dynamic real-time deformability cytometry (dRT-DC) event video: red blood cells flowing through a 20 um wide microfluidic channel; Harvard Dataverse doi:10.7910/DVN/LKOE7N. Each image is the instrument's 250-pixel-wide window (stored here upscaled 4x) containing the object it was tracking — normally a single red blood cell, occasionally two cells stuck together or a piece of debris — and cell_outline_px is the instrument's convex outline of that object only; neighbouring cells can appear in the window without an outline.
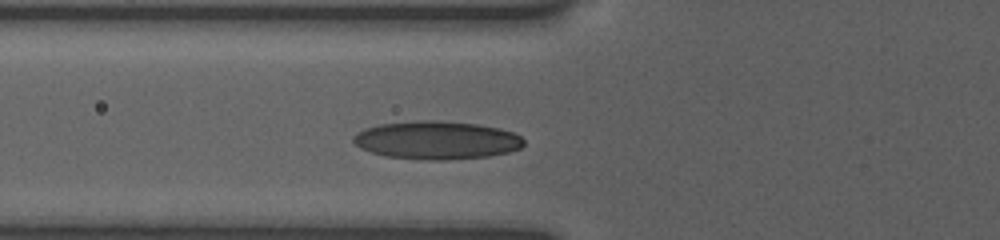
{"species": "human", "species_latin": "Homo sapiens", "temperature_condition": "room temperature", "stored_images_in_passage": 10, "camera_frame_rate_fps": 3000, "um_per_image_px": 0.085, "donor": {"sex": "female"}, "frame": {"image": 1, "passage_image": 5, "time_ms": 2.333, "image_size_px": [1000, 240], "cell_outline_px": [[524, 144], [520, 148], [508, 152], [488, 156], [448, 160], [428, 160], [384, 156], [360, 148], [352, 140], [352, 136], [356, 132], [364, 128], [380, 124], [416, 120], [436, 120], [476, 124], [500, 128], [512, 132], [520, 136], [524, 140]], "centroid_in_image_um": [37.09, 11.91], "position_along_channel_um": 88.7, "area_um2": 38.03}}
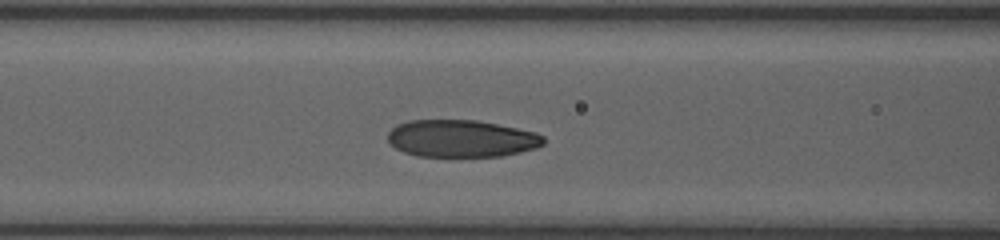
{"frame": {"image": 2, "passage_image": 7, "time_ms": 3.333, "image_size_px": [1000, 240], "cell_outline_px": [[544, 144], [536, 148], [520, 152], [500, 156], [416, 156], [404, 152], [396, 148], [388, 140], [388, 132], [396, 124], [408, 120], [476, 120], [536, 132], [544, 136]], "centroid_in_image_um": [39.21, 11.77], "position_along_channel_um": 127.4, "area_um2": 33.76}}
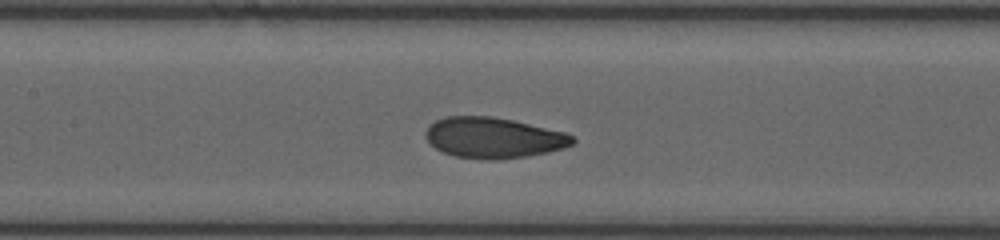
{"frame": {"image": 3, "passage_image": 9, "time_ms": 4.333, "image_size_px": [1000, 240], "cell_outline_px": [[576, 140], [572, 144], [564, 148], [548, 152], [528, 156], [500, 160], [484, 160], [456, 156], [444, 152], [436, 148], [424, 136], [424, 132], [436, 120], [448, 116], [492, 116], [512, 120], [564, 132], [572, 136]], "centroid_in_image_um": [41.95, 11.72], "position_along_channel_um": 165.4, "area_um2": 34.74}}